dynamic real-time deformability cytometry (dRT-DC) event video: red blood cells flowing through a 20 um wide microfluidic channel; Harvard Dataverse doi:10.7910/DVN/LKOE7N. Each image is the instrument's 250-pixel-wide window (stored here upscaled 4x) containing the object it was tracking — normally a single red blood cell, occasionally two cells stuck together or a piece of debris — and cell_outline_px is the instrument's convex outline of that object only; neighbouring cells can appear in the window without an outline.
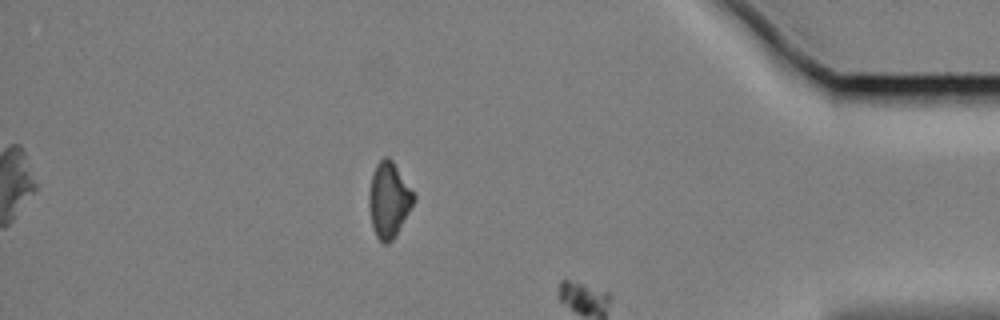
{"species": "Egyptian fruit bat (a non-hibernating species)", "species_latin": "Rousettus aegyptiacus", "temperature_condition": "cold", "stored_images_in_passage": 44, "segment_of_instrument_passage": [2, 2], "camera_frame_rate_fps": 3000, "um_per_image_px": 0.085, "animal": {"sex": "female"}, "frame": {"image": 1, "passage_image": 39, "time_ms": 12.667, "image_size_px": [1000, 320], "cell_outline_px": [[416, 200], [396, 236], [388, 244], [384, 244], [376, 236], [372, 224], [368, 204], [368, 192], [372, 172], [376, 164], [384, 156], [388, 156], [392, 160], [416, 196]], "centroid_in_image_um": [33.05, 16.99], "position_along_channel_um": 402.2, "area_um2": 19.83}}